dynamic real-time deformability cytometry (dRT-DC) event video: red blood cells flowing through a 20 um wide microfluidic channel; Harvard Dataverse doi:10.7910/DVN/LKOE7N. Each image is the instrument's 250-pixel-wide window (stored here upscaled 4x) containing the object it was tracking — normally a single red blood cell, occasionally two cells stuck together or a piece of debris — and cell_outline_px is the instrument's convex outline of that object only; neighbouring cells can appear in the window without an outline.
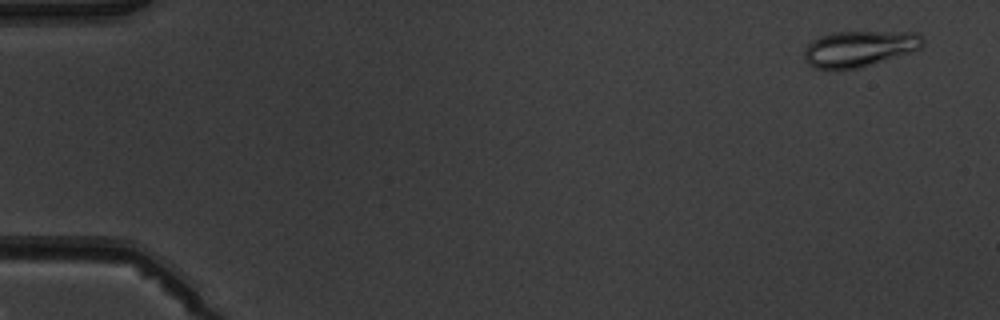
{"species": "common noctule bat (a hibernating species)", "species_latin": "Nyctalus noctula", "temperature_condition": "warm", "stored_images_in_passage": 4, "camera_frame_rate_fps": 3000, "um_per_image_px": 0.085, "animal": {"sex": "male", "body_mass_g": 19.5, "forearm_length_mm": 54.6}, "frame": {"image": 1, "passage_image": 1, "time_ms": 0.0, "image_size_px": [1000, 320], "cell_outline_px": [[924, 44], [920, 48], [860, 68], [840, 72], [816, 68], [808, 64], [804, 60], [804, 48], [812, 40], [820, 36], [832, 32], [920, 32], [924, 40]], "centroid_in_image_um": [72.98, 4.16], "position_along_channel_um": 12.0, "area_um2": 25.26}}